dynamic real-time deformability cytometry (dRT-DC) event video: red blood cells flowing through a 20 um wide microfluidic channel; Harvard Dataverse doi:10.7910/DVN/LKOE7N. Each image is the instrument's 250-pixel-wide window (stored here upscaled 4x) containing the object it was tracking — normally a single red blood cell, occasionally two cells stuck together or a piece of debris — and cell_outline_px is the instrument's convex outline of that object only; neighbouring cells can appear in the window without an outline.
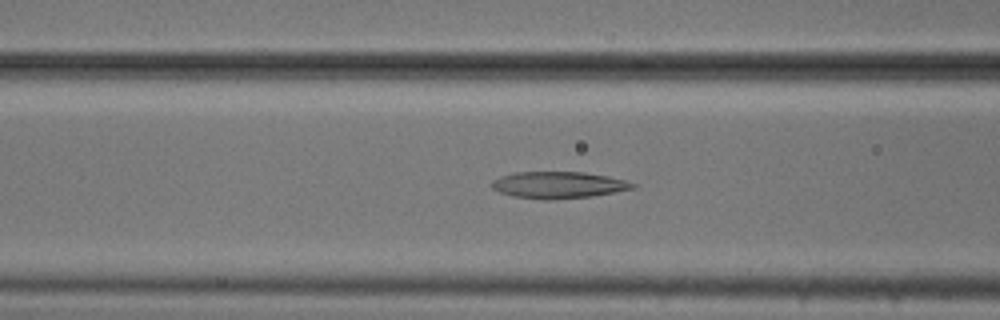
{"species": "common noctule bat (a hibernating species)", "species_latin": "Nyctalus noctula", "temperature_condition": "cold", "stored_images_in_passage": 52, "camera_frame_rate_fps": 3000, "um_per_image_px": 0.085, "animal": {"sex": "male", "body_mass_g": 20.5, "forearm_length_mm": 52.5}, "frame": {"image": 1, "passage_image": 20, "time_ms": 6.333, "image_size_px": [1000, 320], "cell_outline_px": [[636, 188], [592, 196], [512, 196], [500, 192], [492, 188], [492, 180], [500, 176], [516, 172], [584, 172], [608, 176], [624, 180], [636, 184]], "centroid_in_image_um": [47.5, 15.66], "position_along_channel_um": 119.1, "area_um2": 20.69}}
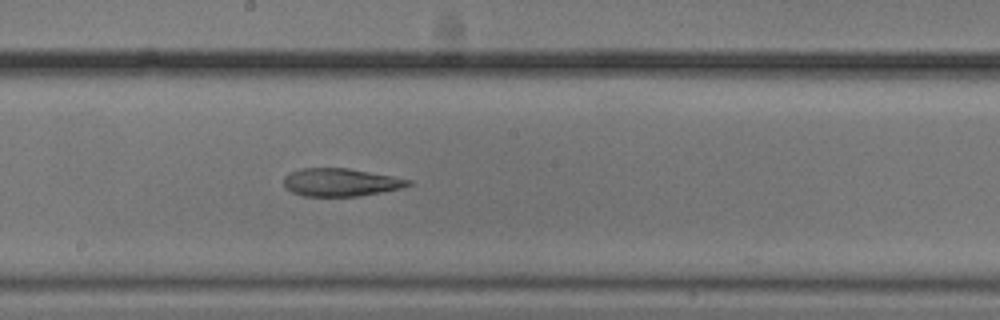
{"frame": {"image": 2, "passage_image": 28, "time_ms": 9.0, "image_size_px": [1000, 320], "cell_outline_px": [[416, 184], [400, 188], [360, 196], [304, 196], [292, 192], [284, 184], [284, 176], [288, 172], [300, 168], [348, 168], [392, 176], [412, 180]], "centroid_in_image_um": [28.97, 15.49], "position_along_channel_um": 219.2, "area_um2": 20.29}}
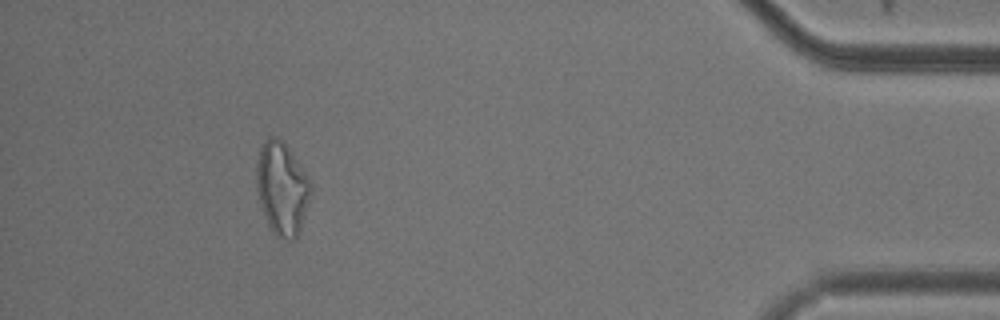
{"frame": {"image": 3, "passage_image": 48, "time_ms": 15.667, "image_size_px": [1000, 320], "cell_outline_px": [[312, 192], [300, 228], [296, 236], [292, 240], [280, 240], [272, 232], [268, 224], [260, 204], [256, 188], [256, 164], [260, 148], [264, 140], [268, 136], [276, 136], [288, 148], [308, 176], [312, 184]], "centroid_in_image_um": [23.95, 16.02], "position_along_channel_um": 411.2, "area_um2": 29.42}, "authors_computed_cell_mechanics": {"area_um2": 23.3223, "velocity_mm_per_s": 3.7479, "shape_relaxation_time_tau1_ms": null, "shape_relaxation_time_tau2_ms": 2.5549, "deformation_change_tau1": null, "deformation_change_tau2": 0.1178}}